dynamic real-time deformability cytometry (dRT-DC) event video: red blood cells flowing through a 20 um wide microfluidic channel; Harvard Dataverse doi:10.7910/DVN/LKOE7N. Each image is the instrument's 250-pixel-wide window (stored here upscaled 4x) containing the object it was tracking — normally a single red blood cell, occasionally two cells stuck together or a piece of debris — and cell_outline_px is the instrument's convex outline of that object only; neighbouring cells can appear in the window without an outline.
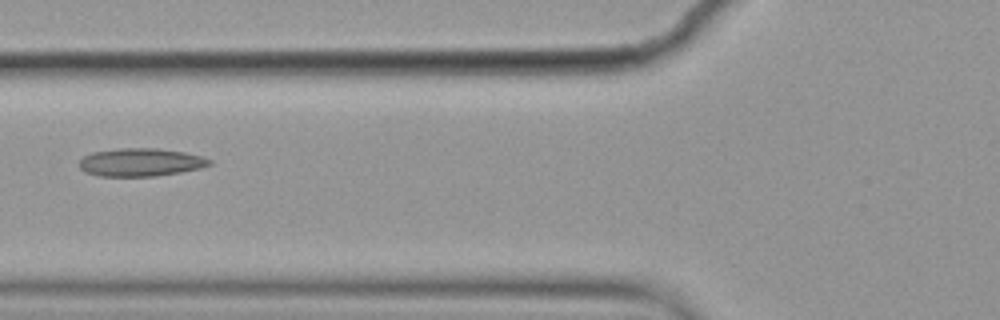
{"species": "common noctule bat (a hibernating species)", "species_latin": "Nyctalus noctula", "temperature_condition": "cold", "stored_images_in_passage": 15, "camera_frame_rate_fps": 3000, "um_per_image_px": 0.085, "animal": {"sex": "female", "body_mass_g": 19.9}, "frame": {"image": 1, "passage_image": 6, "time_ms": 1.667, "image_size_px": [1000, 320], "cell_outline_px": [[212, 164], [200, 168], [180, 172], [156, 176], [100, 176], [84, 172], [80, 168], [80, 160], [84, 156], [92, 152], [120, 148], [156, 148], [184, 152], [200, 156], [212, 160]], "centroid_in_image_um": [11.95, 13.79], "position_along_channel_um": 113.9, "area_um2": 21.21}}
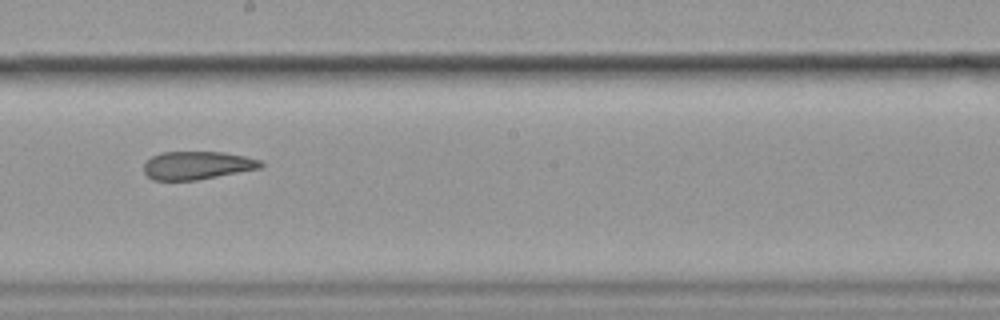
{"frame": {"image": 2, "passage_image": 9, "time_ms": 2.667, "image_size_px": [1000, 320], "cell_outline_px": [[264, 164], [260, 168], [196, 180], [152, 180], [144, 172], [144, 164], [152, 156], [160, 152], [224, 152], [244, 156], [260, 160]], "centroid_in_image_um": [16.74, 14.05], "position_along_channel_um": 231.5, "area_um2": 19.02}}
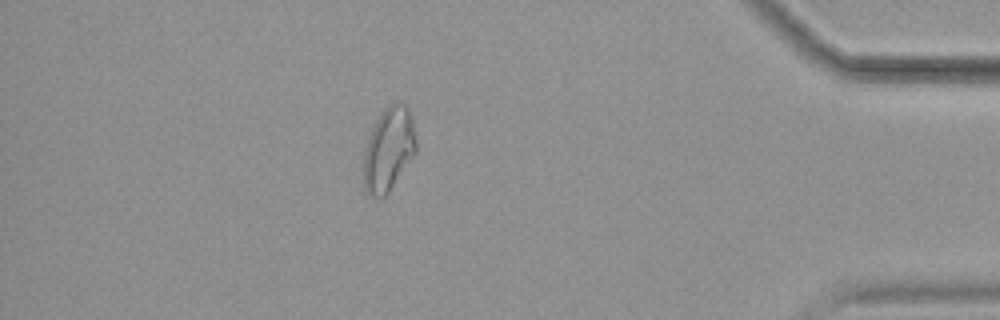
{"frame": {"image": 3, "passage_image": 14, "time_ms": 4.333, "image_size_px": [1000, 320], "cell_outline_px": [[416, 152], [388, 192], [380, 200], [372, 200], [364, 188], [364, 148], [368, 136], [380, 112], [388, 104], [396, 100], [400, 100], [408, 104], [412, 120], [416, 140]], "centroid_in_image_um": [33.02, 12.66], "position_along_channel_um": 402.2, "area_um2": 26.13}}